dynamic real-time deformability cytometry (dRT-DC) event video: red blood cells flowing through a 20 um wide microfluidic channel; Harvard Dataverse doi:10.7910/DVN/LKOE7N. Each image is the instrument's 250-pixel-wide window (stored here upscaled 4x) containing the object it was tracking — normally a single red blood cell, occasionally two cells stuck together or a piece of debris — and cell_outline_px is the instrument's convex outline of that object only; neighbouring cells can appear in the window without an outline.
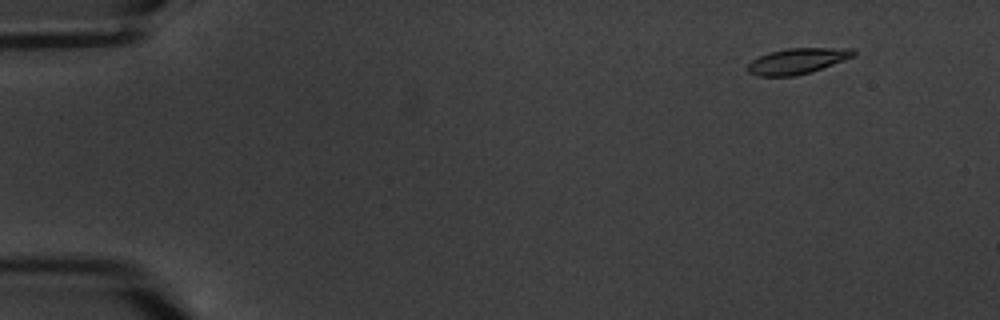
{"species": "common noctule bat (a hibernating species)", "species_latin": "Nyctalus noctula", "temperature_condition": "warm", "stored_images_in_passage": 7, "camera_frame_rate_fps": 3000, "um_per_image_px": 0.085, "animal": {"sex": "male", "body_mass_g": 20.1, "forearm_length_mm": 53.5}, "frame": {"image": 1, "passage_image": 2, "time_ms": 1.333, "image_size_px": [1000, 320], "cell_outline_px": [[856, 56], [796, 76], [760, 76], [748, 72], [744, 68], [752, 60], [768, 52], [788, 48], [852, 48], [856, 52]], "centroid_in_image_um": [67.74, 5.18], "position_along_channel_um": 17.3, "area_um2": 15.78}}
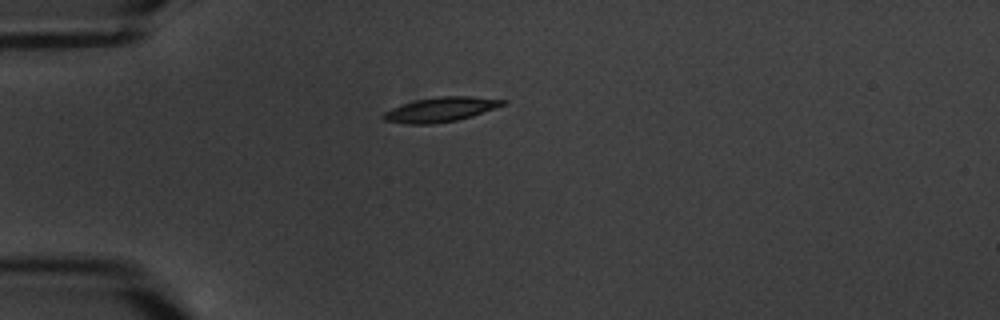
{"frame": {"image": 2, "passage_image": 5, "time_ms": 5.0, "image_size_px": [1000, 320], "cell_outline_px": [[508, 104], [472, 116], [456, 120], [432, 124], [404, 124], [384, 120], [380, 116], [384, 112], [392, 108], [416, 100], [440, 96], [468, 96], [508, 100]], "centroid_in_image_um": [37.48, 9.31], "position_along_channel_um": 47.5, "area_um2": 17.11}}